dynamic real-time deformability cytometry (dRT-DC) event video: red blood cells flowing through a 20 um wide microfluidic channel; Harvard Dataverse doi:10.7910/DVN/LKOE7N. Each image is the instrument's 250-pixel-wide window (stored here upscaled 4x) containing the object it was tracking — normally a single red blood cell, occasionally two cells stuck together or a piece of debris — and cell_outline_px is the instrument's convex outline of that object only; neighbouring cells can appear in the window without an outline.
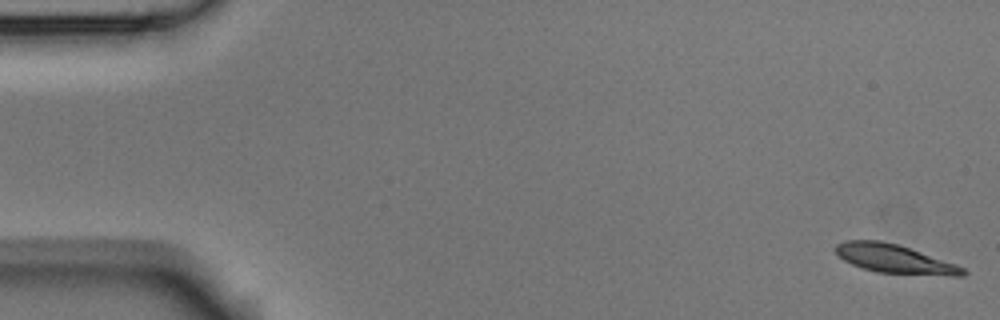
{"species": "Egyptian fruit bat (a non-hibernating species)", "species_latin": "Rousettus aegyptiacus", "temperature_condition": "room temperature", "stored_images_in_passage": 54, "camera_frame_rate_fps": 3000, "um_per_image_px": 0.085, "animal": {"sex": "male"}, "frame": {"image": 1, "passage_image": 1, "time_ms": 0.0, "image_size_px": [1000, 320], "cell_outline_px": [[968, 272], [964, 276], [952, 276], [876, 272], [852, 264], [844, 260], [836, 252], [836, 244], [844, 240], [880, 240], [896, 244], [956, 264], [964, 268]], "centroid_in_image_um": [76.05, 22.01], "position_along_channel_um": 9.0, "area_um2": 21.04}}
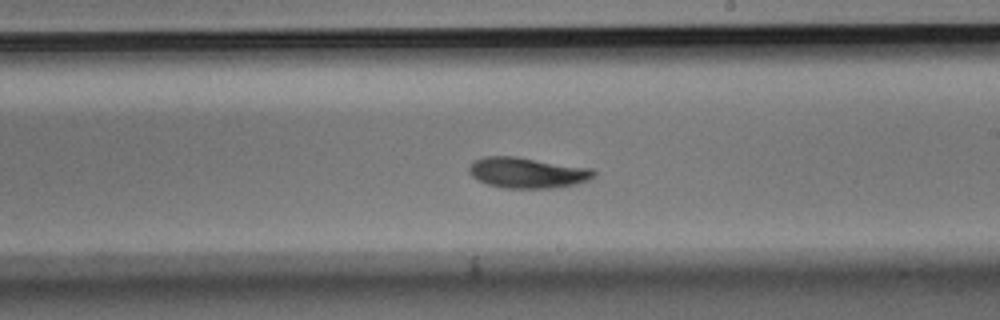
{"frame": {"image": 2, "passage_image": 31, "time_ms": 10.0, "image_size_px": [1000, 320], "cell_outline_px": [[596, 176], [588, 180], [576, 184], [556, 188], [504, 188], [488, 184], [472, 176], [468, 172], [468, 168], [472, 160], [484, 156], [516, 156], [592, 168], [596, 172]], "centroid_in_image_um": [44.83, 14.67], "position_along_channel_um": 244.2, "area_um2": 22.54}}
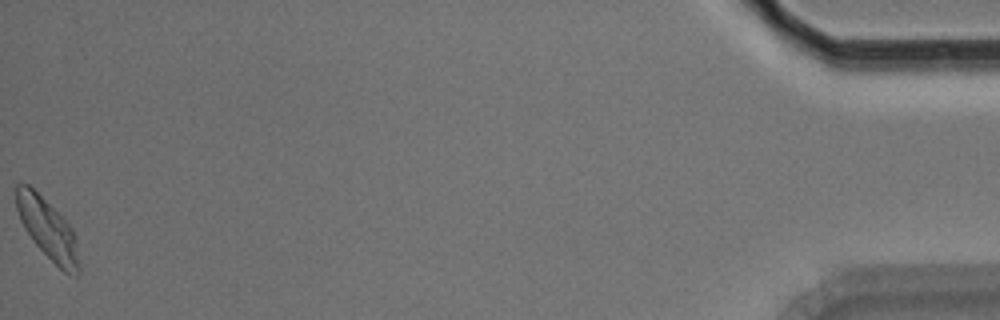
{"frame": {"image": 3, "passage_image": 54, "time_ms": 17.667, "image_size_px": [1000, 320], "cell_outline_px": [[80, 272], [76, 276], [72, 276], [64, 272], [32, 240], [24, 228], [20, 220], [16, 208], [16, 184], [28, 184], [72, 228], [80, 268]], "centroid_in_image_um": [4.03, 19.49], "position_along_channel_um": 431.2, "area_um2": 21.33}, "authors_computed_cell_mechanics": {"area_um2": 21.5016, "velocity_mm_per_s": 3.7184, "shape_relaxation_time_tau1_ms": 2.7932, "shape_relaxation_time_tau2_ms": 2.9106, "deformation_change_tau1": 0.1356, "deformation_change_tau2": 0.0838}}